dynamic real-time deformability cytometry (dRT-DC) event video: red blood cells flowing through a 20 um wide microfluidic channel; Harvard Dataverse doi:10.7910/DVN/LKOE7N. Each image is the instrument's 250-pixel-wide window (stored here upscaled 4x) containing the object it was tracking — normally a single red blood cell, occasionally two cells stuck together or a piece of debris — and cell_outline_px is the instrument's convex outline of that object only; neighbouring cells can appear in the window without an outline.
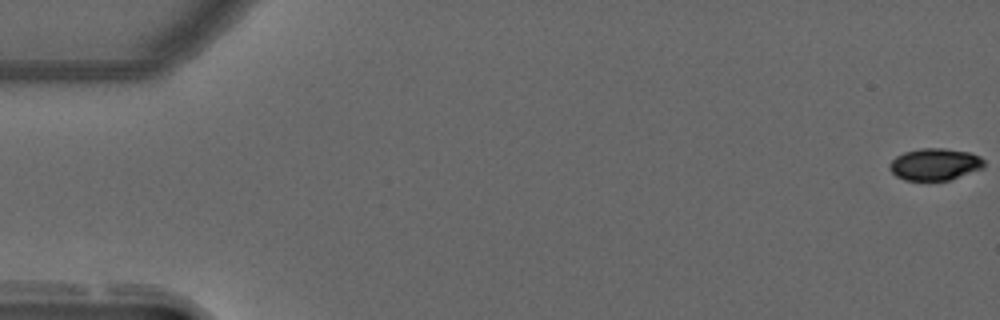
{"species": "common noctule bat (a hibernating species)", "species_latin": "Nyctalus noctula", "temperature_condition": "warm", "stored_images_in_passage": 13, "camera_frame_rate_fps": 3000, "um_per_image_px": 0.085, "animal": {"sex": "male", "forearm_length_mm": 52.5}, "frame": {"image": 1, "passage_image": 1, "time_ms": 0.0, "image_size_px": [1000, 320], "cell_outline_px": [[984, 168], [948, 180], [904, 180], [896, 176], [888, 168], [888, 164], [896, 156], [904, 152], [920, 148], [944, 148], [968, 152], [980, 156], [984, 160]], "centroid_in_image_um": [79.45, 13.96], "position_along_channel_um": 5.6, "area_um2": 17.63}}